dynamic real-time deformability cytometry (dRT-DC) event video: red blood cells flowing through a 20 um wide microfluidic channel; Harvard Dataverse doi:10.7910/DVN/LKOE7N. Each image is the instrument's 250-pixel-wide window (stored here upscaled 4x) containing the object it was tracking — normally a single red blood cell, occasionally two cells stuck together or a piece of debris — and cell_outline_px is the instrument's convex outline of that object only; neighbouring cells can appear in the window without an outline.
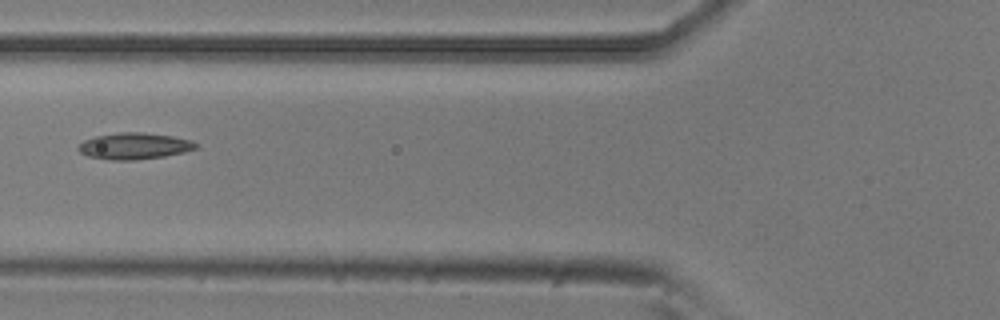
{"species": "common noctule bat (a hibernating species)", "species_latin": "Nyctalus noctula", "temperature_condition": "room temperature", "stored_images_in_passage": 3, "camera_frame_rate_fps": 3000, "um_per_image_px": 0.085, "animal": {"sex": "male", "body_mass_g": 20.5, "forearm_length_mm": 52.5}, "frame": {"image": 1, "passage_image": 3, "time_ms": 0.667, "image_size_px": [1000, 320], "cell_outline_px": [[200, 144], [196, 148], [184, 152], [164, 156], [136, 160], [108, 160], [88, 156], [80, 152], [76, 148], [84, 140], [96, 136], [120, 132], [144, 132], [172, 136], [192, 140]], "centroid_in_image_um": [11.43, 12.41], "position_along_channel_um": 114.4, "area_um2": 18.21}}